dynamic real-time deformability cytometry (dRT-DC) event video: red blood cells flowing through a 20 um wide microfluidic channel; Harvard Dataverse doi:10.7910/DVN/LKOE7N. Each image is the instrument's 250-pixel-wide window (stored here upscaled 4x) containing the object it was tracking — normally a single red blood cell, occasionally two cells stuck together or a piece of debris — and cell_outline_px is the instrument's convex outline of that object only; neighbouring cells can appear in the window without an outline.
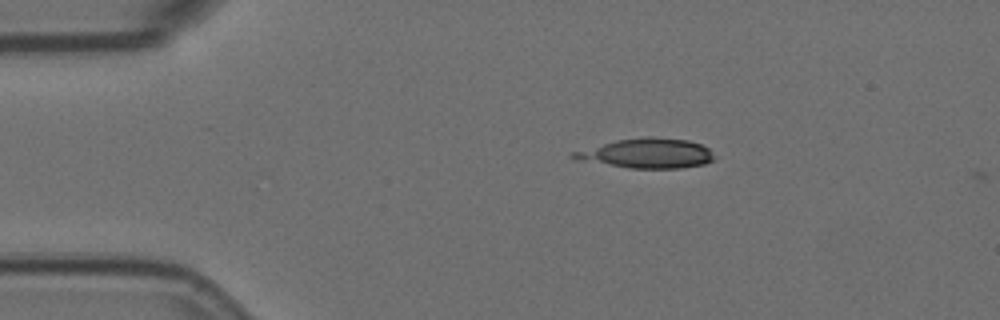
{"species": "Egyptian fruit bat (a non-hibernating species)", "species_latin": "Rousettus aegyptiacus", "temperature_condition": "room temperature", "stored_images_in_passage": 2, "camera_frame_rate_fps": 3000, "um_per_image_px": 0.085, "animal": {"sex": "female"}, "frame": {"image": 1, "passage_image": 1, "time_ms": 0.0, "image_size_px": [1000, 320], "cell_outline_px": [[716, 156], [712, 160], [704, 164], [680, 168], [628, 168], [572, 160], [568, 156], [572, 152], [616, 140], [648, 136], [652, 136], [688, 140], [700, 144], [708, 148]], "centroid_in_image_um": [54.94, 13.04], "position_along_channel_um": 30.1, "area_um2": 24.62}}